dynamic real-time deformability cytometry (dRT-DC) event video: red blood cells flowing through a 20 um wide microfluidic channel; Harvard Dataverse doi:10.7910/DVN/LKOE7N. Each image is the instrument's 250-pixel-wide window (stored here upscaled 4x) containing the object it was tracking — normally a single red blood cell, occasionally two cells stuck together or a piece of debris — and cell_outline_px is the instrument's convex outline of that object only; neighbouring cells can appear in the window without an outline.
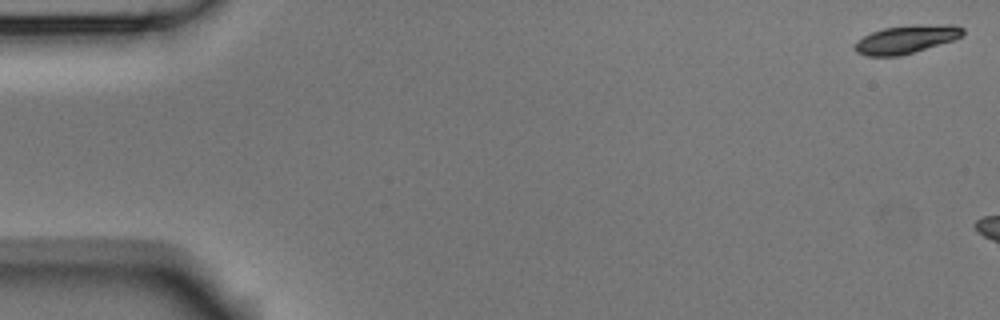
{"species": "Egyptian fruit bat (a non-hibernating species)", "species_latin": "Rousettus aegyptiacus", "temperature_condition": "room temperature", "stored_images_in_passage": 3, "camera_frame_rate_fps": 3000, "um_per_image_px": 0.085, "animal": {"sex": "male"}, "frame": {"image": 1, "passage_image": 1, "time_ms": 0.0, "image_size_px": [1000, 320], "cell_outline_px": [[964, 32], [960, 36], [952, 40], [900, 56], [868, 56], [856, 52], [856, 40], [872, 32], [884, 28], [916, 24], [956, 24], [964, 28]], "centroid_in_image_um": [77.04, 3.32], "position_along_channel_um": 8.0, "area_um2": 17.63}}